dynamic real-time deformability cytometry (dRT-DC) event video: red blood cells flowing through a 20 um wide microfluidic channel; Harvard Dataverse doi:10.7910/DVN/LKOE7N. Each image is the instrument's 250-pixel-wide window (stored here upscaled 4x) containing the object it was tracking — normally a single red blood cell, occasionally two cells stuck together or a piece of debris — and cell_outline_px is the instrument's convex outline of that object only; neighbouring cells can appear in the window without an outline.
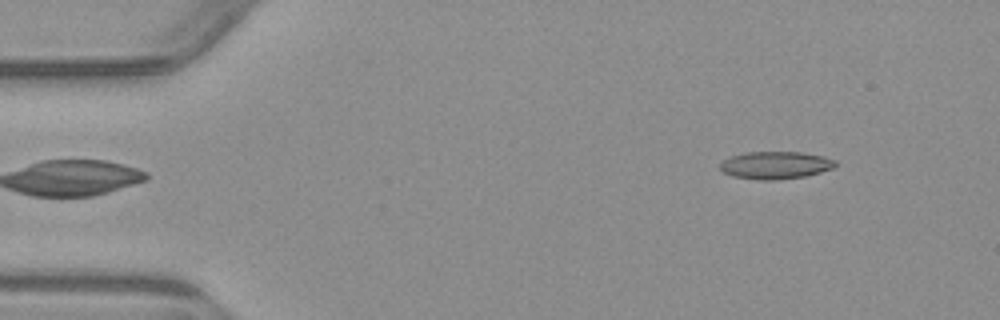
{"species": "common noctule bat (a hibernating species)", "species_latin": "Nyctalus noctula", "temperature_condition": "warm", "stored_images_in_passage": 2, "camera_frame_rate_fps": 3000, "um_per_image_px": 0.085, "animal": {"sex": "male", "body_mass_g": 23.1, "forearm_length_mm": 52.7}, "frame": {"image": 1, "passage_image": 2, "time_ms": 1.0, "image_size_px": [1000, 320], "cell_outline_px": [[836, 164], [832, 168], [820, 172], [804, 176], [776, 180], [756, 180], [732, 176], [724, 172], [720, 168], [720, 164], [724, 160], [732, 156], [744, 152], [800, 152], [824, 156], [836, 160]], "centroid_in_image_um": [65.91, 14.04], "position_along_channel_um": 19.1, "area_um2": 18.44}}